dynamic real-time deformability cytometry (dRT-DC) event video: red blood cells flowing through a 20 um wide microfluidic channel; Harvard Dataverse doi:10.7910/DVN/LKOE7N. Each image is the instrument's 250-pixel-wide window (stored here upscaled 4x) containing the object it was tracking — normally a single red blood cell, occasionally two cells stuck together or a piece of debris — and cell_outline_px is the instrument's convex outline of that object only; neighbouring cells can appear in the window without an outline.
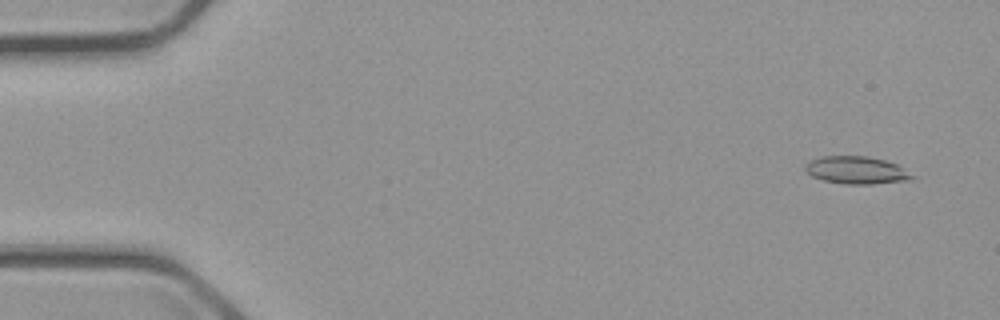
{"species": "common noctule bat (a hibernating species)", "species_latin": "Nyctalus noctula", "temperature_condition": "cold", "stored_images_in_passage": 13, "camera_frame_rate_fps": 3000, "um_per_image_px": 0.085, "animal": {"sex": "male", "body_mass_g": 23.1, "forearm_length_mm": 52.7}, "frame": {"image": 1, "passage_image": 4, "time_ms": 1.0, "image_size_px": [1000, 320], "cell_outline_px": [[916, 176], [912, 180], [872, 184], [844, 184], [824, 180], [812, 176], [804, 168], [804, 164], [808, 160], [820, 156], [868, 156], [884, 160], [896, 164]], "centroid_in_image_um": [72.79, 14.46], "position_along_channel_um": 12.2, "area_um2": 17.28}}